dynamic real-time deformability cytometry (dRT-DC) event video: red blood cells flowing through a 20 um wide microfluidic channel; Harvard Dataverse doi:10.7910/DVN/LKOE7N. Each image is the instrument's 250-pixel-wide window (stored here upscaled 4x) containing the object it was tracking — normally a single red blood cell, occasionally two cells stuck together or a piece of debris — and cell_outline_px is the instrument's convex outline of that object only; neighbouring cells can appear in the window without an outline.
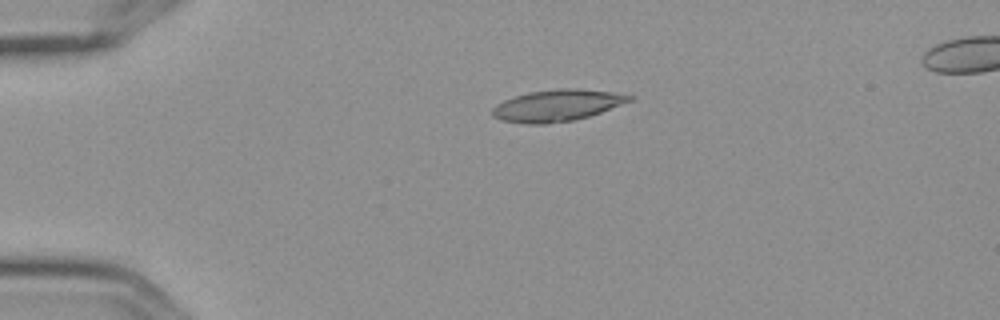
{"species": "Egyptian fruit bat (a non-hibernating species)", "species_latin": "Rousettus aegyptiacus", "temperature_condition": "cold", "stored_images_in_passage": 3, "segment_of_instrument_passage": [1, 2], "camera_frame_rate_fps": 3000, "um_per_image_px": 0.085, "frame": {"image": 1, "passage_image": 1, "time_ms": 0.0, "image_size_px": [1000, 320], "cell_outline_px": [[636, 96], [632, 100], [600, 112], [588, 116], [572, 120], [544, 124], [528, 124], [500, 120], [492, 116], [492, 108], [496, 104], [504, 100], [528, 92], [560, 88], [576, 88], [612, 92]], "centroid_in_image_um": [47.33, 8.96], "position_along_channel_um": 37.7, "area_um2": 25.09}}